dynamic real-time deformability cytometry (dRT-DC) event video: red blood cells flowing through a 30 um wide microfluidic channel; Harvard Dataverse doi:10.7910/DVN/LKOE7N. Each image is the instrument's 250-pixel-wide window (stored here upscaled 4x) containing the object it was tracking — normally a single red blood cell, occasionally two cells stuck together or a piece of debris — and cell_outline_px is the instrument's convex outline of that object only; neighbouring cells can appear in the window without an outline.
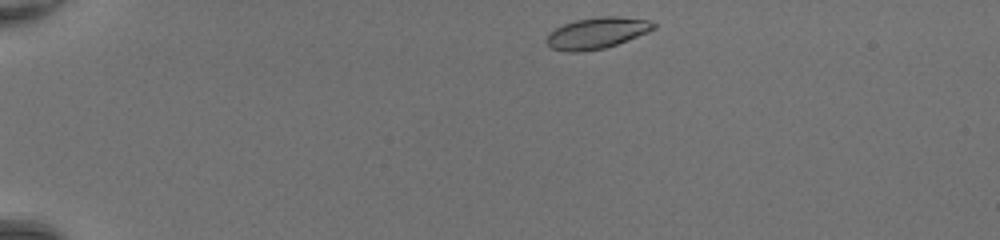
{"species": "common noctule bat (a hibernating species)", "species_latin": "Nyctalus noctula", "temperature_condition": "room temperature", "stored_images_in_passage": 40, "camera_frame_rate_fps": 3000, "um_per_image_px": 0.085, "animal": {"sex": "female", "body_mass_g": 20.0, "forearm_length_mm": 54.0}, "frame": {"image": 1, "passage_image": 1, "time_ms": 0.0, "image_size_px": [1000, 240], "cell_outline_px": [[656, 28], [648, 32], [628, 40], [604, 48], [580, 52], [564, 52], [552, 48], [544, 40], [548, 32], [564, 24], [576, 20], [600, 16], [616, 16], [652, 20], [656, 24]], "centroid_in_image_um": [50.73, 2.8], "position_along_channel_um": 34.3, "area_um2": 19.65}}
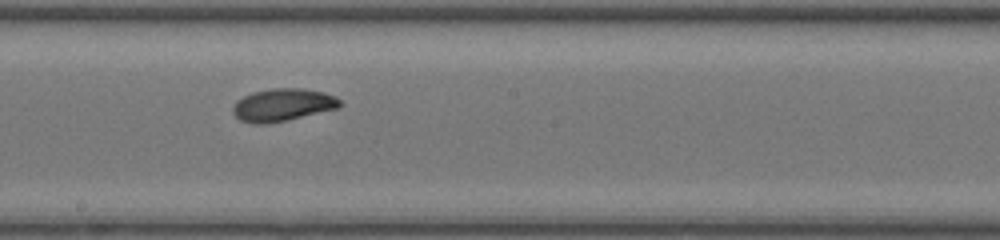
{"frame": {"image": 2, "passage_image": 20, "time_ms": 6.333, "image_size_px": [1000, 240], "cell_outline_px": [[344, 104], [340, 108], [288, 120], [264, 124], [256, 124], [240, 120], [232, 112], [232, 108], [236, 100], [252, 92], [272, 88], [304, 88], [324, 92], [336, 96]], "centroid_in_image_um": [24.07, 8.91], "position_along_channel_um": 224.1, "area_um2": 20.63}}
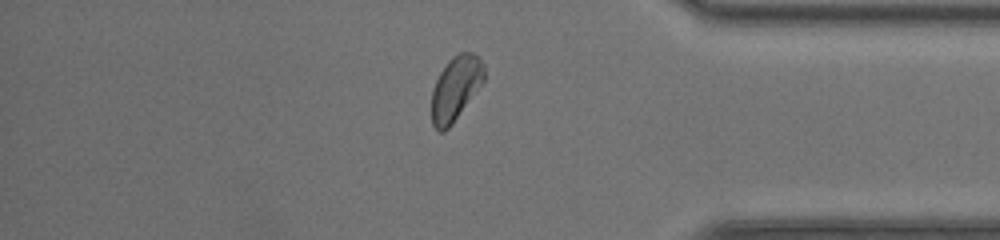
{"frame": {"image": 3, "passage_image": 33, "time_ms": 10.667, "image_size_px": [1000, 240], "cell_outline_px": [[484, 80], [452, 124], [444, 132], [440, 132], [432, 124], [432, 88], [440, 72], [448, 60], [452, 56], [460, 52], [472, 52], [484, 64]], "centroid_in_image_um": [38.71, 7.49], "position_along_channel_um": 396.5, "area_um2": 19.42}, "authors_computed_cell_mechanics": {"area_um2": 19.7387, "velocity_mm_per_s": 4.3182, "shape_relaxation_time_tau1_ms": 3.1891, "shape_relaxation_time_tau2_ms": 2.2545, "deformation_change_tau1": 0.1318, "deformation_change_tau2": 0.0637}}